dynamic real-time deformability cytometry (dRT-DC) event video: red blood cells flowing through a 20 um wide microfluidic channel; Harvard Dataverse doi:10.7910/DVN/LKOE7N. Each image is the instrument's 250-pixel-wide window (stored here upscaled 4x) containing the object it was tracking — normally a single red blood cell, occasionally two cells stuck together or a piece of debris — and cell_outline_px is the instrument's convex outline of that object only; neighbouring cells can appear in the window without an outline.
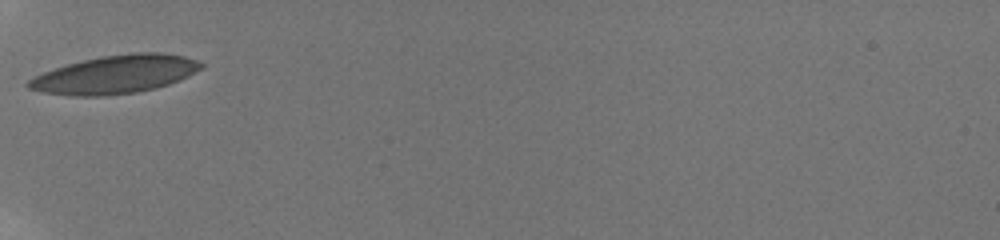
{"species": "human", "species_latin": "Homo sapiens", "temperature_condition": "room temperature", "stored_images_in_passage": 3, "camera_frame_rate_fps": 3000, "um_per_image_px": 0.085, "donor": {"sex": "male"}, "frame": {"image": 1, "passage_image": 1, "time_ms": 0.0, "image_size_px": [1000, 240], "cell_outline_px": [[204, 68], [188, 76], [168, 84], [156, 88], [136, 92], [104, 96], [72, 96], [40, 92], [28, 88], [24, 84], [28, 80], [44, 72], [68, 64], [100, 56], [132, 52], [160, 52], [184, 56], [196, 60], [204, 64]], "centroid_in_image_um": [9.8, 6.33], "position_along_channel_um": 75.2, "area_um2": 38.49}}
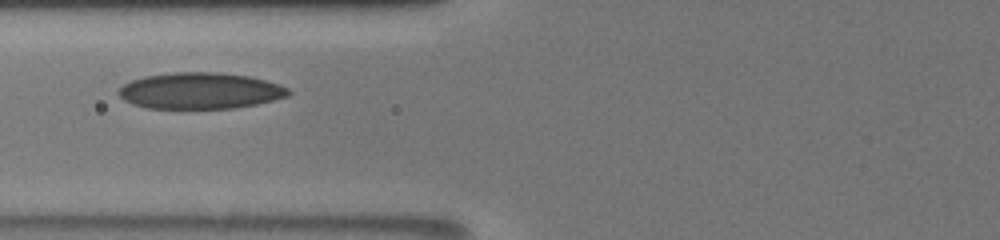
{"frame": {"image": 2, "passage_image": 2, "time_ms": 1.0, "image_size_px": [1000, 240], "cell_outline_px": [[292, 92], [288, 96], [256, 104], [232, 108], [148, 108], [132, 104], [124, 100], [116, 92], [124, 84], [132, 80], [144, 76], [172, 72], [220, 72], [248, 76], [280, 84], [288, 88]], "centroid_in_image_um": [17.0, 7.71], "position_along_channel_um": 108.8, "area_um2": 35.89}}